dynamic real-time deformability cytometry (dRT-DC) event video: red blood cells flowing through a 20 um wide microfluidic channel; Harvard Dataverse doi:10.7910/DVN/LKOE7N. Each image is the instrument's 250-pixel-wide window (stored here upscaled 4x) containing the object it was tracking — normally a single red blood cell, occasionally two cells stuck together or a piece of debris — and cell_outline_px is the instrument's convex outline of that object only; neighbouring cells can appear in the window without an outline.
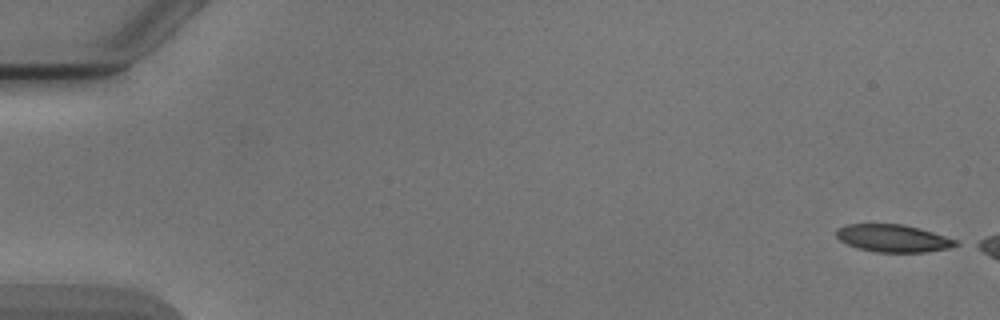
{"species": "Egyptian fruit bat (a non-hibernating species)", "species_latin": "Rousettus aegyptiacus", "temperature_condition": "cold", "stored_images_in_passage": 4, "camera_frame_rate_fps": 3000, "um_per_image_px": 0.085, "animal": {"sex": "male"}, "frame": {"image": 1, "passage_image": 1, "time_ms": 0.0, "image_size_px": [1000, 320], "cell_outline_px": [[960, 244], [948, 248], [924, 252], [876, 252], [860, 248], [848, 244], [840, 240], [836, 236], [836, 228], [848, 224], [904, 224], [920, 228], [956, 240]], "centroid_in_image_um": [75.9, 20.24], "position_along_channel_um": 9.1, "area_um2": 18.96}}